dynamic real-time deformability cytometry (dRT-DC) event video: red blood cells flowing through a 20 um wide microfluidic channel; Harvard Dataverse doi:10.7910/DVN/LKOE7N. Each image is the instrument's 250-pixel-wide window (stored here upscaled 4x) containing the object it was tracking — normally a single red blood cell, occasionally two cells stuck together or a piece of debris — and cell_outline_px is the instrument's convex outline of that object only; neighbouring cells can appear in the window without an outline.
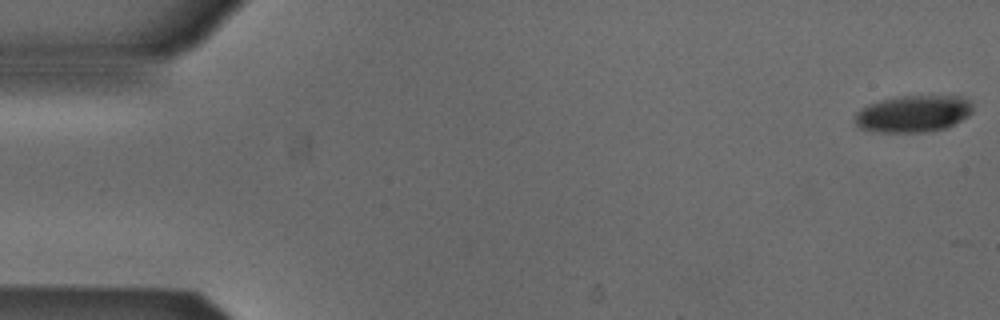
{"species": "Egyptian fruit bat (a non-hibernating species)", "species_latin": "Rousettus aegyptiacus", "temperature_condition": "cold", "stored_images_in_passage": 14, "camera_frame_rate_fps": 3000, "um_per_image_px": 0.085, "animal": {"sex": "male"}, "frame": {"image": 1, "passage_image": 1, "time_ms": 0.0, "image_size_px": [1000, 320], "cell_outline_px": [[972, 112], [968, 116], [944, 128], [924, 132], [880, 132], [860, 128], [856, 124], [856, 112], [868, 104], [900, 96], [960, 96], [968, 100], [972, 104]], "centroid_in_image_um": [77.63, 9.66], "position_along_channel_um": 7.4, "area_um2": 24.91}}
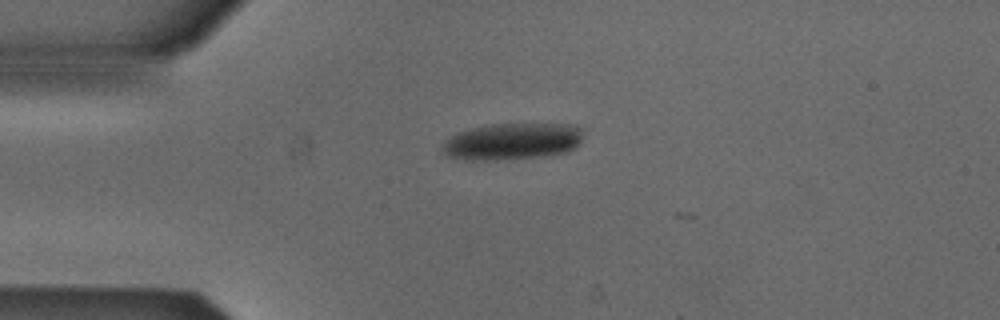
{"frame": {"image": 2, "passage_image": 13, "time_ms": 4.0, "image_size_px": [1000, 320], "cell_outline_px": [[580, 140], [576, 148], [568, 152], [548, 156], [496, 160], [468, 160], [448, 156], [440, 148], [456, 132], [492, 124], [576, 124], [580, 128]], "centroid_in_image_um": [43.57, 12.03], "position_along_channel_um": 41.4, "area_um2": 30.06}}